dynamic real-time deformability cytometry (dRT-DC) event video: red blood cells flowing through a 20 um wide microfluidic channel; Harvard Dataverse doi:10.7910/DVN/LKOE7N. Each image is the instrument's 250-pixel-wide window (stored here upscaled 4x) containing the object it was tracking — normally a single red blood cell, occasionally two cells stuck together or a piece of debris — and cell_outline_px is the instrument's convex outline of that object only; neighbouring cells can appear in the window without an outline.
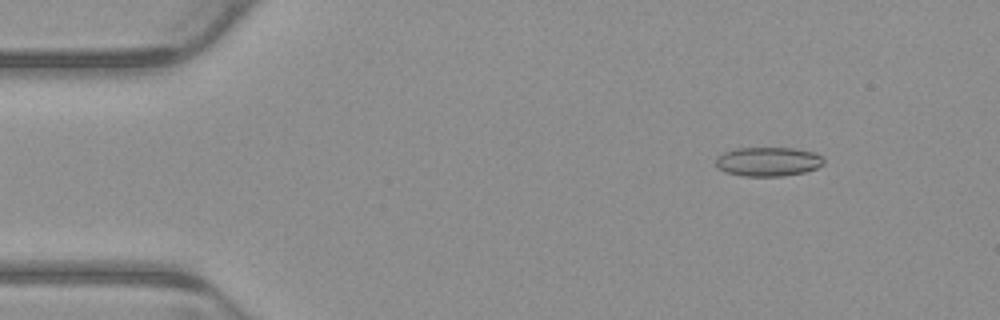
{"species": "common noctule bat (a hibernating species)", "species_latin": "Nyctalus noctula", "temperature_condition": "warm", "stored_images_in_passage": 5, "camera_frame_rate_fps": 3000, "um_per_image_px": 0.085, "animal": {"sex": "male", "body_mass_g": 23.1, "forearm_length_mm": 52.7}, "frame": {"image": 1, "passage_image": 2, "time_ms": 0.333, "image_size_px": [1000, 320], "cell_outline_px": [[824, 164], [816, 168], [804, 172], [784, 176], [744, 176], [724, 172], [716, 164], [716, 156], [724, 152], [736, 148], [796, 148], [812, 152], [820, 156], [824, 160]], "centroid_in_image_um": [65.27, 13.74], "position_along_channel_um": 19.7, "area_um2": 18.32}}